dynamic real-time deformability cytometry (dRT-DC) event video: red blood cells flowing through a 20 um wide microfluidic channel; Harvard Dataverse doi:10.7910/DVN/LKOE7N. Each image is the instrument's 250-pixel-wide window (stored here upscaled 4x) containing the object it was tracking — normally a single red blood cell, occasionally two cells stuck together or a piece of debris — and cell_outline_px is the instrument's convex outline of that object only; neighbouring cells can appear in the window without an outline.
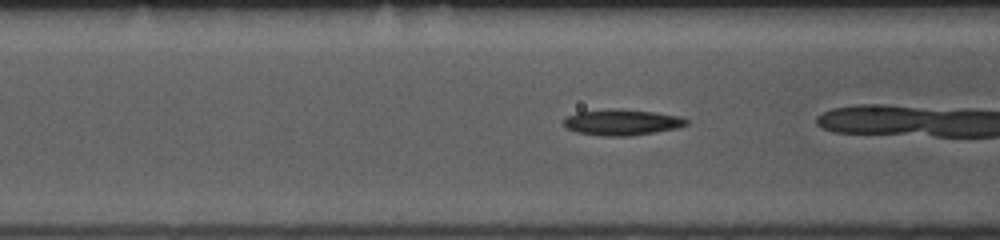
{"species": "common noctule bat (a hibernating species)", "species_latin": "Nyctalus noctula", "temperature_condition": "room temperature", "stored_images_in_passage": 18, "camera_frame_rate_fps": 3000, "um_per_image_px": 0.085, "animal": {"sex": "female", "body_mass_g": 10.0, "forearm_length_mm": 53.1}, "frame": {"image": 1, "passage_image": 16, "time_ms": 5.0, "image_size_px": [1000, 240], "cell_outline_px": [[688, 124], [676, 128], [632, 136], [600, 136], [576, 132], [568, 128], [564, 124], [564, 120], [568, 116], [576, 112], [616, 108], [620, 108], [656, 112], [680, 116], [688, 120]], "centroid_in_image_um": [52.87, 10.39], "position_along_channel_um": 113.7, "area_um2": 18.61}}